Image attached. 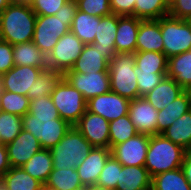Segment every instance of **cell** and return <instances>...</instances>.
<instances>
[{"label": "cell", "mask_w": 191, "mask_h": 190, "mask_svg": "<svg viewBox=\"0 0 191 190\" xmlns=\"http://www.w3.org/2000/svg\"><path fill=\"white\" fill-rule=\"evenodd\" d=\"M186 21L190 24L191 27V16Z\"/></svg>", "instance_id": "obj_53"}, {"label": "cell", "mask_w": 191, "mask_h": 190, "mask_svg": "<svg viewBox=\"0 0 191 190\" xmlns=\"http://www.w3.org/2000/svg\"><path fill=\"white\" fill-rule=\"evenodd\" d=\"M44 69L34 66L15 65L8 72L0 75L2 89L5 91L27 96L34 82Z\"/></svg>", "instance_id": "obj_14"}, {"label": "cell", "mask_w": 191, "mask_h": 190, "mask_svg": "<svg viewBox=\"0 0 191 190\" xmlns=\"http://www.w3.org/2000/svg\"><path fill=\"white\" fill-rule=\"evenodd\" d=\"M183 91L184 89L173 78L165 76L157 86L143 97L159 111L173 102Z\"/></svg>", "instance_id": "obj_22"}, {"label": "cell", "mask_w": 191, "mask_h": 190, "mask_svg": "<svg viewBox=\"0 0 191 190\" xmlns=\"http://www.w3.org/2000/svg\"><path fill=\"white\" fill-rule=\"evenodd\" d=\"M2 84H1V81H0V94L2 93Z\"/></svg>", "instance_id": "obj_56"}, {"label": "cell", "mask_w": 191, "mask_h": 190, "mask_svg": "<svg viewBox=\"0 0 191 190\" xmlns=\"http://www.w3.org/2000/svg\"><path fill=\"white\" fill-rule=\"evenodd\" d=\"M130 100L112 91L87 101V111L100 115L108 122L128 114Z\"/></svg>", "instance_id": "obj_12"}, {"label": "cell", "mask_w": 191, "mask_h": 190, "mask_svg": "<svg viewBox=\"0 0 191 190\" xmlns=\"http://www.w3.org/2000/svg\"><path fill=\"white\" fill-rule=\"evenodd\" d=\"M22 128L38 139L43 149L51 150L71 125L61 118L35 117L28 112L22 117Z\"/></svg>", "instance_id": "obj_6"}, {"label": "cell", "mask_w": 191, "mask_h": 190, "mask_svg": "<svg viewBox=\"0 0 191 190\" xmlns=\"http://www.w3.org/2000/svg\"><path fill=\"white\" fill-rule=\"evenodd\" d=\"M121 169L122 164L111 155L100 173L97 185L115 190Z\"/></svg>", "instance_id": "obj_39"}, {"label": "cell", "mask_w": 191, "mask_h": 190, "mask_svg": "<svg viewBox=\"0 0 191 190\" xmlns=\"http://www.w3.org/2000/svg\"><path fill=\"white\" fill-rule=\"evenodd\" d=\"M110 148L93 147L85 159L76 167L79 179L84 187L95 185L108 158Z\"/></svg>", "instance_id": "obj_16"}, {"label": "cell", "mask_w": 191, "mask_h": 190, "mask_svg": "<svg viewBox=\"0 0 191 190\" xmlns=\"http://www.w3.org/2000/svg\"><path fill=\"white\" fill-rule=\"evenodd\" d=\"M15 66L13 60V45L0 39V75Z\"/></svg>", "instance_id": "obj_44"}, {"label": "cell", "mask_w": 191, "mask_h": 190, "mask_svg": "<svg viewBox=\"0 0 191 190\" xmlns=\"http://www.w3.org/2000/svg\"><path fill=\"white\" fill-rule=\"evenodd\" d=\"M136 51H154L163 53V37L160 19L142 20L136 38Z\"/></svg>", "instance_id": "obj_20"}, {"label": "cell", "mask_w": 191, "mask_h": 190, "mask_svg": "<svg viewBox=\"0 0 191 190\" xmlns=\"http://www.w3.org/2000/svg\"><path fill=\"white\" fill-rule=\"evenodd\" d=\"M136 0H110L112 13L120 16L133 15Z\"/></svg>", "instance_id": "obj_46"}, {"label": "cell", "mask_w": 191, "mask_h": 190, "mask_svg": "<svg viewBox=\"0 0 191 190\" xmlns=\"http://www.w3.org/2000/svg\"><path fill=\"white\" fill-rule=\"evenodd\" d=\"M16 1H21V2H30L31 0H16Z\"/></svg>", "instance_id": "obj_55"}, {"label": "cell", "mask_w": 191, "mask_h": 190, "mask_svg": "<svg viewBox=\"0 0 191 190\" xmlns=\"http://www.w3.org/2000/svg\"><path fill=\"white\" fill-rule=\"evenodd\" d=\"M134 72L137 75V84L139 90V97H143L149 93L155 86H157L167 73H154L141 71L137 65L134 66Z\"/></svg>", "instance_id": "obj_40"}, {"label": "cell", "mask_w": 191, "mask_h": 190, "mask_svg": "<svg viewBox=\"0 0 191 190\" xmlns=\"http://www.w3.org/2000/svg\"><path fill=\"white\" fill-rule=\"evenodd\" d=\"M151 181L145 166H122L115 190H151Z\"/></svg>", "instance_id": "obj_23"}, {"label": "cell", "mask_w": 191, "mask_h": 190, "mask_svg": "<svg viewBox=\"0 0 191 190\" xmlns=\"http://www.w3.org/2000/svg\"><path fill=\"white\" fill-rule=\"evenodd\" d=\"M150 136L138 133L127 141L115 145L111 149V155L122 166H144Z\"/></svg>", "instance_id": "obj_11"}, {"label": "cell", "mask_w": 191, "mask_h": 190, "mask_svg": "<svg viewBox=\"0 0 191 190\" xmlns=\"http://www.w3.org/2000/svg\"><path fill=\"white\" fill-rule=\"evenodd\" d=\"M135 65L141 71L167 73L168 58L164 53L154 51H136Z\"/></svg>", "instance_id": "obj_35"}, {"label": "cell", "mask_w": 191, "mask_h": 190, "mask_svg": "<svg viewBox=\"0 0 191 190\" xmlns=\"http://www.w3.org/2000/svg\"><path fill=\"white\" fill-rule=\"evenodd\" d=\"M141 21L142 19L133 15H119L115 39L116 53L136 52V38Z\"/></svg>", "instance_id": "obj_19"}, {"label": "cell", "mask_w": 191, "mask_h": 190, "mask_svg": "<svg viewBox=\"0 0 191 190\" xmlns=\"http://www.w3.org/2000/svg\"><path fill=\"white\" fill-rule=\"evenodd\" d=\"M151 190H191V185L180 167L152 177Z\"/></svg>", "instance_id": "obj_32"}, {"label": "cell", "mask_w": 191, "mask_h": 190, "mask_svg": "<svg viewBox=\"0 0 191 190\" xmlns=\"http://www.w3.org/2000/svg\"><path fill=\"white\" fill-rule=\"evenodd\" d=\"M22 168L33 178L43 184L46 183L49 174L53 170V160L49 149H41L36 152Z\"/></svg>", "instance_id": "obj_31"}, {"label": "cell", "mask_w": 191, "mask_h": 190, "mask_svg": "<svg viewBox=\"0 0 191 190\" xmlns=\"http://www.w3.org/2000/svg\"><path fill=\"white\" fill-rule=\"evenodd\" d=\"M79 190H88V186L83 187V188H81V189H79Z\"/></svg>", "instance_id": "obj_57"}, {"label": "cell", "mask_w": 191, "mask_h": 190, "mask_svg": "<svg viewBox=\"0 0 191 190\" xmlns=\"http://www.w3.org/2000/svg\"><path fill=\"white\" fill-rule=\"evenodd\" d=\"M63 77L81 94L86 101L111 91L109 72L82 74L68 70Z\"/></svg>", "instance_id": "obj_10"}, {"label": "cell", "mask_w": 191, "mask_h": 190, "mask_svg": "<svg viewBox=\"0 0 191 190\" xmlns=\"http://www.w3.org/2000/svg\"><path fill=\"white\" fill-rule=\"evenodd\" d=\"M93 147L110 148L109 122L86 110L74 125Z\"/></svg>", "instance_id": "obj_13"}, {"label": "cell", "mask_w": 191, "mask_h": 190, "mask_svg": "<svg viewBox=\"0 0 191 190\" xmlns=\"http://www.w3.org/2000/svg\"><path fill=\"white\" fill-rule=\"evenodd\" d=\"M166 76L173 78L183 89L191 84V50L168 58Z\"/></svg>", "instance_id": "obj_27"}, {"label": "cell", "mask_w": 191, "mask_h": 190, "mask_svg": "<svg viewBox=\"0 0 191 190\" xmlns=\"http://www.w3.org/2000/svg\"><path fill=\"white\" fill-rule=\"evenodd\" d=\"M135 53H116L109 61L111 91L129 100L139 98L137 75L134 72Z\"/></svg>", "instance_id": "obj_5"}, {"label": "cell", "mask_w": 191, "mask_h": 190, "mask_svg": "<svg viewBox=\"0 0 191 190\" xmlns=\"http://www.w3.org/2000/svg\"><path fill=\"white\" fill-rule=\"evenodd\" d=\"M36 17L30 3L13 0L0 13V39L12 45L32 41Z\"/></svg>", "instance_id": "obj_1"}, {"label": "cell", "mask_w": 191, "mask_h": 190, "mask_svg": "<svg viewBox=\"0 0 191 190\" xmlns=\"http://www.w3.org/2000/svg\"><path fill=\"white\" fill-rule=\"evenodd\" d=\"M184 91L186 92L187 96H188V100H189V103H190V107H191V84L188 85Z\"/></svg>", "instance_id": "obj_51"}, {"label": "cell", "mask_w": 191, "mask_h": 190, "mask_svg": "<svg viewBox=\"0 0 191 190\" xmlns=\"http://www.w3.org/2000/svg\"><path fill=\"white\" fill-rule=\"evenodd\" d=\"M109 60L103 55V52L92 44L84 45L82 53L75 61L72 72L82 74L94 72H109Z\"/></svg>", "instance_id": "obj_21"}, {"label": "cell", "mask_w": 191, "mask_h": 190, "mask_svg": "<svg viewBox=\"0 0 191 190\" xmlns=\"http://www.w3.org/2000/svg\"><path fill=\"white\" fill-rule=\"evenodd\" d=\"M181 169L188 183L191 185V150L186 151Z\"/></svg>", "instance_id": "obj_48"}, {"label": "cell", "mask_w": 191, "mask_h": 190, "mask_svg": "<svg viewBox=\"0 0 191 190\" xmlns=\"http://www.w3.org/2000/svg\"><path fill=\"white\" fill-rule=\"evenodd\" d=\"M6 148L11 167H22L42 149L39 140L24 129L12 142L6 144Z\"/></svg>", "instance_id": "obj_17"}, {"label": "cell", "mask_w": 191, "mask_h": 190, "mask_svg": "<svg viewBox=\"0 0 191 190\" xmlns=\"http://www.w3.org/2000/svg\"><path fill=\"white\" fill-rule=\"evenodd\" d=\"M70 0H31L29 3L36 15H55Z\"/></svg>", "instance_id": "obj_43"}, {"label": "cell", "mask_w": 191, "mask_h": 190, "mask_svg": "<svg viewBox=\"0 0 191 190\" xmlns=\"http://www.w3.org/2000/svg\"><path fill=\"white\" fill-rule=\"evenodd\" d=\"M118 19L119 15L114 13L100 17L95 40L92 44L94 47H98L109 61L116 55L115 39Z\"/></svg>", "instance_id": "obj_18"}, {"label": "cell", "mask_w": 191, "mask_h": 190, "mask_svg": "<svg viewBox=\"0 0 191 190\" xmlns=\"http://www.w3.org/2000/svg\"><path fill=\"white\" fill-rule=\"evenodd\" d=\"M169 5L174 1V0H165Z\"/></svg>", "instance_id": "obj_54"}, {"label": "cell", "mask_w": 191, "mask_h": 190, "mask_svg": "<svg viewBox=\"0 0 191 190\" xmlns=\"http://www.w3.org/2000/svg\"><path fill=\"white\" fill-rule=\"evenodd\" d=\"M161 134L186 151L191 150V110L176 119Z\"/></svg>", "instance_id": "obj_28"}, {"label": "cell", "mask_w": 191, "mask_h": 190, "mask_svg": "<svg viewBox=\"0 0 191 190\" xmlns=\"http://www.w3.org/2000/svg\"><path fill=\"white\" fill-rule=\"evenodd\" d=\"M160 28L167 58L191 50V27L186 20L167 15L160 18Z\"/></svg>", "instance_id": "obj_8"}, {"label": "cell", "mask_w": 191, "mask_h": 190, "mask_svg": "<svg viewBox=\"0 0 191 190\" xmlns=\"http://www.w3.org/2000/svg\"><path fill=\"white\" fill-rule=\"evenodd\" d=\"M13 60L18 66H34L48 69L47 56L33 41L13 45Z\"/></svg>", "instance_id": "obj_24"}, {"label": "cell", "mask_w": 191, "mask_h": 190, "mask_svg": "<svg viewBox=\"0 0 191 190\" xmlns=\"http://www.w3.org/2000/svg\"><path fill=\"white\" fill-rule=\"evenodd\" d=\"M22 129V117L0 111V142L2 144L12 142Z\"/></svg>", "instance_id": "obj_38"}, {"label": "cell", "mask_w": 191, "mask_h": 190, "mask_svg": "<svg viewBox=\"0 0 191 190\" xmlns=\"http://www.w3.org/2000/svg\"><path fill=\"white\" fill-rule=\"evenodd\" d=\"M59 117L74 126L87 110V101L64 77L50 95Z\"/></svg>", "instance_id": "obj_7"}, {"label": "cell", "mask_w": 191, "mask_h": 190, "mask_svg": "<svg viewBox=\"0 0 191 190\" xmlns=\"http://www.w3.org/2000/svg\"><path fill=\"white\" fill-rule=\"evenodd\" d=\"M186 150L165 138L162 134L152 135L146 155L145 168L150 177L182 166Z\"/></svg>", "instance_id": "obj_3"}, {"label": "cell", "mask_w": 191, "mask_h": 190, "mask_svg": "<svg viewBox=\"0 0 191 190\" xmlns=\"http://www.w3.org/2000/svg\"><path fill=\"white\" fill-rule=\"evenodd\" d=\"M169 7L165 0H136L134 16L142 20H158L168 15Z\"/></svg>", "instance_id": "obj_34"}, {"label": "cell", "mask_w": 191, "mask_h": 190, "mask_svg": "<svg viewBox=\"0 0 191 190\" xmlns=\"http://www.w3.org/2000/svg\"><path fill=\"white\" fill-rule=\"evenodd\" d=\"M100 17L77 10L70 27L73 32L85 45L93 44L98 29Z\"/></svg>", "instance_id": "obj_26"}, {"label": "cell", "mask_w": 191, "mask_h": 190, "mask_svg": "<svg viewBox=\"0 0 191 190\" xmlns=\"http://www.w3.org/2000/svg\"><path fill=\"white\" fill-rule=\"evenodd\" d=\"M11 168L7 148L5 144L0 143V179Z\"/></svg>", "instance_id": "obj_47"}, {"label": "cell", "mask_w": 191, "mask_h": 190, "mask_svg": "<svg viewBox=\"0 0 191 190\" xmlns=\"http://www.w3.org/2000/svg\"><path fill=\"white\" fill-rule=\"evenodd\" d=\"M191 110L188 96L183 91L177 98L166 105L165 108L158 111L157 116V134H161L165 129L183 114Z\"/></svg>", "instance_id": "obj_25"}, {"label": "cell", "mask_w": 191, "mask_h": 190, "mask_svg": "<svg viewBox=\"0 0 191 190\" xmlns=\"http://www.w3.org/2000/svg\"><path fill=\"white\" fill-rule=\"evenodd\" d=\"M83 187L75 168L53 169L44 184L46 190H79Z\"/></svg>", "instance_id": "obj_29"}, {"label": "cell", "mask_w": 191, "mask_h": 190, "mask_svg": "<svg viewBox=\"0 0 191 190\" xmlns=\"http://www.w3.org/2000/svg\"><path fill=\"white\" fill-rule=\"evenodd\" d=\"M88 190H113V189H109V188L95 184V185L88 186Z\"/></svg>", "instance_id": "obj_50"}, {"label": "cell", "mask_w": 191, "mask_h": 190, "mask_svg": "<svg viewBox=\"0 0 191 190\" xmlns=\"http://www.w3.org/2000/svg\"><path fill=\"white\" fill-rule=\"evenodd\" d=\"M138 134L136 127L130 120L129 115L109 122L110 149L115 145L127 141L129 138Z\"/></svg>", "instance_id": "obj_36"}, {"label": "cell", "mask_w": 191, "mask_h": 190, "mask_svg": "<svg viewBox=\"0 0 191 190\" xmlns=\"http://www.w3.org/2000/svg\"><path fill=\"white\" fill-rule=\"evenodd\" d=\"M29 113L35 117L60 118L51 96L30 100Z\"/></svg>", "instance_id": "obj_41"}, {"label": "cell", "mask_w": 191, "mask_h": 190, "mask_svg": "<svg viewBox=\"0 0 191 190\" xmlns=\"http://www.w3.org/2000/svg\"><path fill=\"white\" fill-rule=\"evenodd\" d=\"M128 115L138 133L147 134L149 136L157 134L158 110L144 97L130 100Z\"/></svg>", "instance_id": "obj_15"}, {"label": "cell", "mask_w": 191, "mask_h": 190, "mask_svg": "<svg viewBox=\"0 0 191 190\" xmlns=\"http://www.w3.org/2000/svg\"><path fill=\"white\" fill-rule=\"evenodd\" d=\"M77 10L76 1L70 0L55 15H37L32 41L46 56L60 37L70 31Z\"/></svg>", "instance_id": "obj_2"}, {"label": "cell", "mask_w": 191, "mask_h": 190, "mask_svg": "<svg viewBox=\"0 0 191 190\" xmlns=\"http://www.w3.org/2000/svg\"><path fill=\"white\" fill-rule=\"evenodd\" d=\"M7 190H43L44 184L22 167H11L0 179Z\"/></svg>", "instance_id": "obj_30"}, {"label": "cell", "mask_w": 191, "mask_h": 190, "mask_svg": "<svg viewBox=\"0 0 191 190\" xmlns=\"http://www.w3.org/2000/svg\"><path fill=\"white\" fill-rule=\"evenodd\" d=\"M62 77V73L53 69L43 70L34 82L33 88L29 89L27 97L33 100L40 99L43 96H50Z\"/></svg>", "instance_id": "obj_33"}, {"label": "cell", "mask_w": 191, "mask_h": 190, "mask_svg": "<svg viewBox=\"0 0 191 190\" xmlns=\"http://www.w3.org/2000/svg\"><path fill=\"white\" fill-rule=\"evenodd\" d=\"M30 99L27 96L2 90L0 94V111L23 117L29 112Z\"/></svg>", "instance_id": "obj_37"}, {"label": "cell", "mask_w": 191, "mask_h": 190, "mask_svg": "<svg viewBox=\"0 0 191 190\" xmlns=\"http://www.w3.org/2000/svg\"><path fill=\"white\" fill-rule=\"evenodd\" d=\"M92 148L76 127L71 126L60 142L50 150L53 169H76Z\"/></svg>", "instance_id": "obj_4"}, {"label": "cell", "mask_w": 191, "mask_h": 190, "mask_svg": "<svg viewBox=\"0 0 191 190\" xmlns=\"http://www.w3.org/2000/svg\"><path fill=\"white\" fill-rule=\"evenodd\" d=\"M0 190H7L1 180H0Z\"/></svg>", "instance_id": "obj_52"}, {"label": "cell", "mask_w": 191, "mask_h": 190, "mask_svg": "<svg viewBox=\"0 0 191 190\" xmlns=\"http://www.w3.org/2000/svg\"><path fill=\"white\" fill-rule=\"evenodd\" d=\"M168 15L187 20L191 16V0H174L170 4Z\"/></svg>", "instance_id": "obj_45"}, {"label": "cell", "mask_w": 191, "mask_h": 190, "mask_svg": "<svg viewBox=\"0 0 191 190\" xmlns=\"http://www.w3.org/2000/svg\"><path fill=\"white\" fill-rule=\"evenodd\" d=\"M13 0H0V13H2Z\"/></svg>", "instance_id": "obj_49"}, {"label": "cell", "mask_w": 191, "mask_h": 190, "mask_svg": "<svg viewBox=\"0 0 191 190\" xmlns=\"http://www.w3.org/2000/svg\"><path fill=\"white\" fill-rule=\"evenodd\" d=\"M84 45L71 31L61 36L53 50L47 56L49 69L62 74L71 70L75 61L82 53Z\"/></svg>", "instance_id": "obj_9"}, {"label": "cell", "mask_w": 191, "mask_h": 190, "mask_svg": "<svg viewBox=\"0 0 191 190\" xmlns=\"http://www.w3.org/2000/svg\"><path fill=\"white\" fill-rule=\"evenodd\" d=\"M78 10L98 16L103 17L112 14L110 0H75Z\"/></svg>", "instance_id": "obj_42"}]
</instances>
